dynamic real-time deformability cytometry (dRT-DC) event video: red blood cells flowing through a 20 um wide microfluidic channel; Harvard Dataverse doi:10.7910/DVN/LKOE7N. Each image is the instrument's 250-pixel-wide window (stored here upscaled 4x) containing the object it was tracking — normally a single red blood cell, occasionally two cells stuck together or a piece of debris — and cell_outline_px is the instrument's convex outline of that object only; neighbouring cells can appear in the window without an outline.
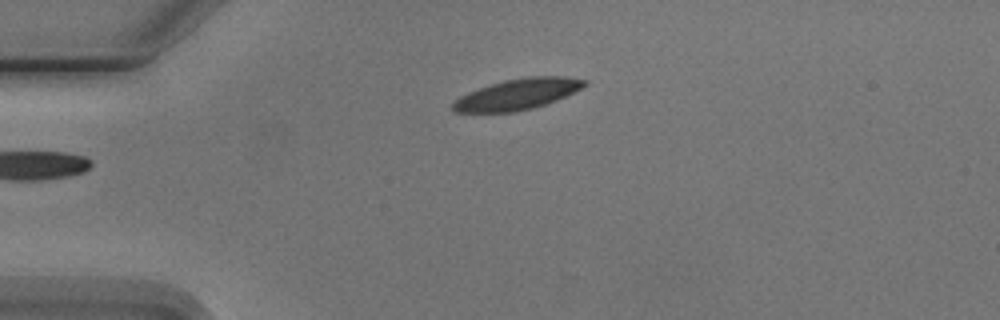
{"species": "Egyptian fruit bat (a non-hibernating species)", "species_latin": "Rousettus aegyptiacus", "temperature_condition": "cold", "stored_images_in_passage": 2, "camera_frame_rate_fps": 3000, "um_per_image_px": 0.085, "animal": {"sex": "male"}, "frame": {"image": 1, "passage_image": 1, "time_ms": 0.0, "image_size_px": [1000, 320], "cell_outline_px": [[588, 84], [556, 100], [532, 108], [516, 112], [452, 112], [452, 104], [460, 96], [468, 92], [504, 80], [528, 76], [564, 76], [588, 80]], "centroid_in_image_um": [43.98, 8.0], "position_along_channel_um": 41.0, "area_um2": 23.41}}